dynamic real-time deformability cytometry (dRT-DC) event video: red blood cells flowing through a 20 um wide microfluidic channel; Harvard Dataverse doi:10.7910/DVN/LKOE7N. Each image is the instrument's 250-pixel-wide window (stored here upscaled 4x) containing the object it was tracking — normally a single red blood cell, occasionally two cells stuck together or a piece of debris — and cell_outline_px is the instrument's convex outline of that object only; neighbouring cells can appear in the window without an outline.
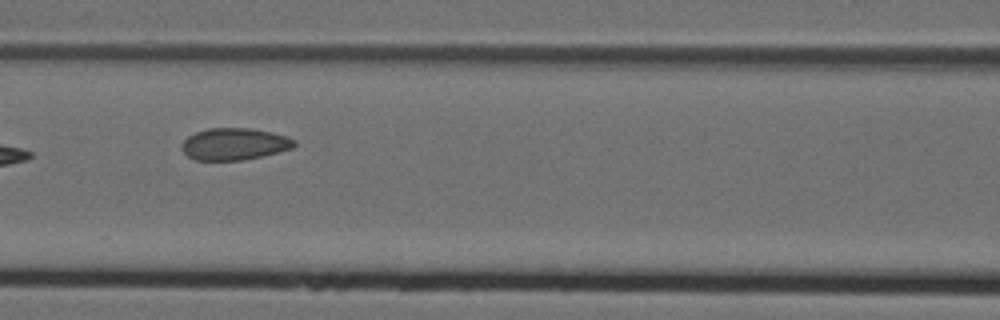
{"species": "Egyptian fruit bat (a non-hibernating species)", "species_latin": "Rousettus aegyptiacus", "temperature_condition": "cold", "stored_images_in_passage": 8, "camera_frame_rate_fps": 3000, "um_per_image_px": 0.085, "animal": {"sex": "female"}, "frame": {"image": 1, "passage_image": 6, "time_ms": 1.667, "image_size_px": [1000, 320], "cell_outline_px": [[296, 144], [292, 148], [260, 156], [240, 160], [196, 160], [188, 156], [180, 148], [180, 144], [188, 136], [196, 132], [208, 128], [252, 128], [288, 136], [296, 140]], "centroid_in_image_um": [19.9, 12.23], "position_along_channel_um": 146.7, "area_um2": 20.87}}
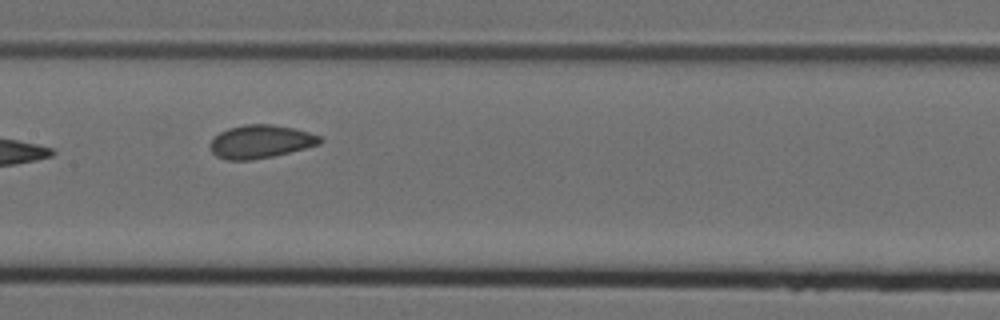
{"frame": {"image": 2, "passage_image": 7, "time_ms": 2.0, "image_size_px": [1000, 320], "cell_outline_px": [[324, 140], [320, 144], [272, 156], [252, 160], [228, 160], [216, 156], [212, 152], [208, 144], [220, 132], [228, 128], [244, 124], [272, 124], [292, 128], [308, 132], [320, 136]], "centroid_in_image_um": [22.12, 12.03], "position_along_channel_um": 185.3, "area_um2": 21.15}}
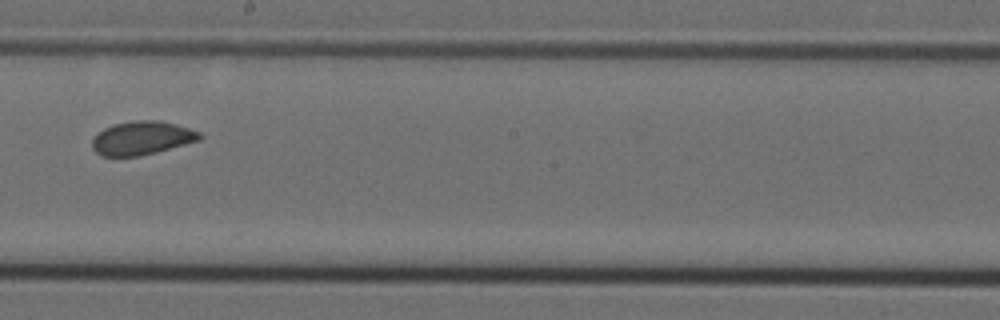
{"frame": {"image": 3, "passage_image": 8, "time_ms": 2.333, "image_size_px": [1000, 320], "cell_outline_px": [[204, 136], [200, 140], [156, 152], [140, 156], [100, 156], [92, 148], [92, 140], [104, 128], [116, 124], [136, 120], [156, 120], [176, 124], [200, 132]], "centroid_in_image_um": [12.08, 11.74], "position_along_channel_um": 236.1, "area_um2": 20.87}}